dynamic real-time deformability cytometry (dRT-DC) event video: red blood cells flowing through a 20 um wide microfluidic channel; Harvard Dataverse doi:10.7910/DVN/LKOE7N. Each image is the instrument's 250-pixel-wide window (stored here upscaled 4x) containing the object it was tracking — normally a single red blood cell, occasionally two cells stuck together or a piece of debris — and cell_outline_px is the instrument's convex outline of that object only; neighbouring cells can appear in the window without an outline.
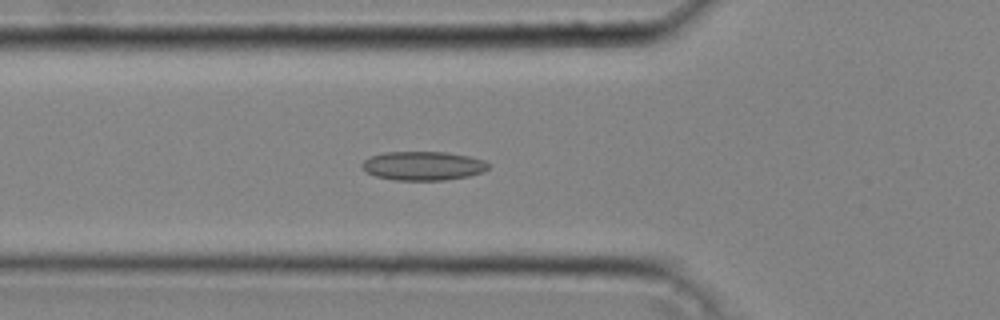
{"species": "common noctule bat (a hibernating species)", "species_latin": "Nyctalus noctula", "temperature_condition": "cold", "stored_images_in_passage": 44, "camera_frame_rate_fps": 3000, "um_per_image_px": 0.085, "animal": {"sex": "male", "body_mass_g": 20.4}, "frame": {"image": 1, "passage_image": 16, "time_ms": 5.0, "image_size_px": [1000, 320], "cell_outline_px": [[488, 168], [484, 172], [468, 176], [444, 180], [396, 180], [376, 176], [368, 172], [360, 164], [368, 156], [384, 152], [448, 152], [468, 156], [484, 160], [488, 164]], "centroid_in_image_um": [35.96, 14.09], "position_along_channel_um": 89.8, "area_um2": 21.27}}
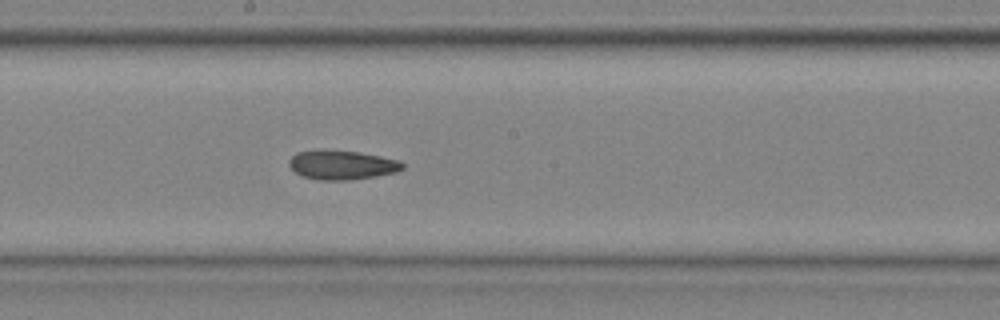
{"frame": {"image": 2, "passage_image": 25, "time_ms": 8.0, "image_size_px": [1000, 320], "cell_outline_px": [[404, 168], [396, 172], [376, 176], [352, 180], [320, 180], [304, 176], [296, 172], [288, 164], [288, 160], [296, 152], [320, 148], [356, 152], [380, 156], [400, 160], [404, 164]], "centroid_in_image_um": [29.05, 14.0], "position_along_channel_um": 219.2, "area_um2": 19.54}}
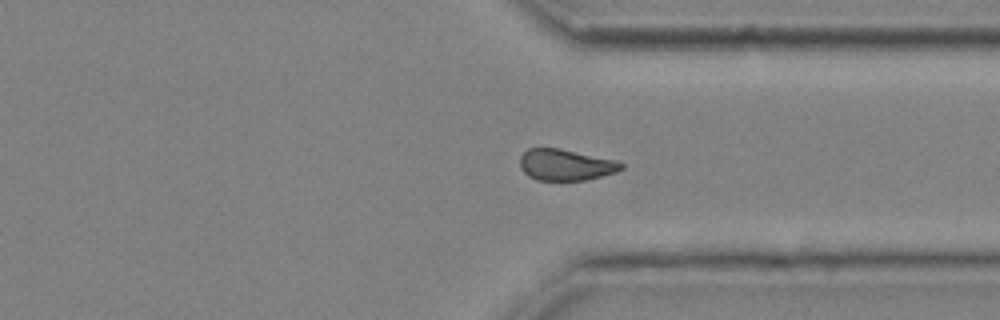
{"frame": {"image": 3, "passage_image": 35, "time_ms": 11.333, "image_size_px": [1000, 320], "cell_outline_px": [[624, 168], [616, 172], [588, 180], [536, 180], [528, 176], [520, 168], [520, 156], [528, 148], [560, 148], [616, 160], [624, 164]], "centroid_in_image_um": [48.08, 14.01], "position_along_channel_um": 363.3, "area_um2": 18.61}, "authors_computed_cell_mechanics": {"area_um2": 19.7098, "velocity_mm_per_s": 4.3038, "shape_relaxation_time_tau1_ms": null, "shape_relaxation_time_tau2_ms": 4.8455, "deformation_change_tau1": null, "deformation_change_tau2": 0.1178}}